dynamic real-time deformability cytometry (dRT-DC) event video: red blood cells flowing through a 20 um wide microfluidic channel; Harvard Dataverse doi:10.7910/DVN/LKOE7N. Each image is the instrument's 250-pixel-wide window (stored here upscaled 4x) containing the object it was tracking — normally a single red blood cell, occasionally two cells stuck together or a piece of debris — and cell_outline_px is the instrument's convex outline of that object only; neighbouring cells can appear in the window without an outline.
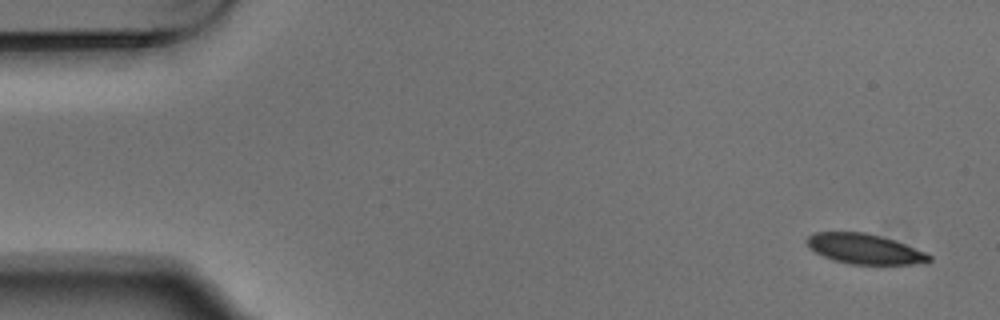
{"species": "Egyptian fruit bat (a non-hibernating species)", "species_latin": "Rousettus aegyptiacus", "temperature_condition": "warm", "stored_images_in_passage": 4, "camera_frame_rate_fps": 3000, "um_per_image_px": 0.085, "animal": {"sex": "male"}, "frame": {"image": 1, "passage_image": 1, "time_ms": 0.0, "image_size_px": [1000, 320], "cell_outline_px": [[932, 260], [924, 264], [848, 264], [832, 260], [816, 252], [804, 240], [812, 232], [868, 232], [896, 240], [924, 252], [932, 256]], "centroid_in_image_um": [73.51, 21.15], "position_along_channel_um": 11.5, "area_um2": 21.62}}
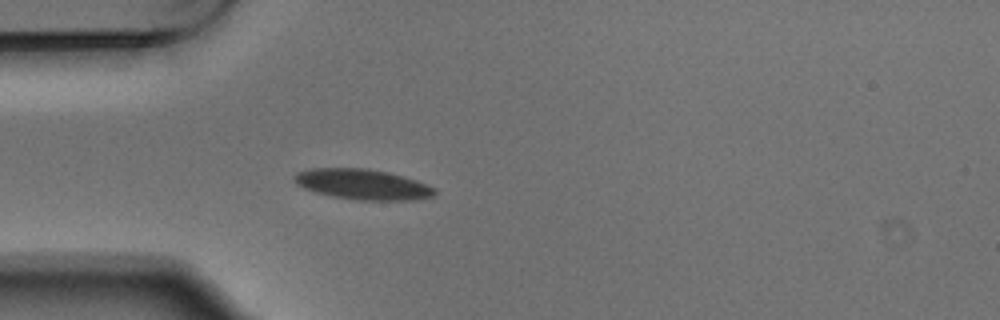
{"frame": {"image": 2, "passage_image": 4, "time_ms": 1.0, "image_size_px": [1000, 320], "cell_outline_px": [[436, 192], [432, 196], [416, 200], [360, 200], [332, 196], [316, 192], [304, 188], [296, 184], [292, 176], [296, 172], [312, 168], [368, 168], [388, 172], [404, 176], [428, 184], [436, 188]], "centroid_in_image_um": [30.83, 15.66], "position_along_channel_um": 54.2, "area_um2": 25.03}}